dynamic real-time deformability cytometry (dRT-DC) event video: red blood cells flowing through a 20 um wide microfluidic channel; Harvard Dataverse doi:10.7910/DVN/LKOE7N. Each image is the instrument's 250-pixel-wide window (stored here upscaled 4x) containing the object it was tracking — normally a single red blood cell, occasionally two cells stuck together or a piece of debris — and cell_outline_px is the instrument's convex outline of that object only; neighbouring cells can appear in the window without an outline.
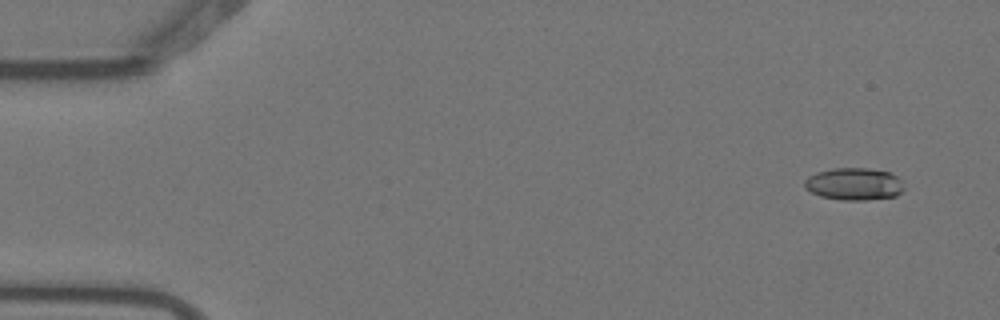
{"species": "Egyptian fruit bat (a non-hibernating species)", "species_latin": "Rousettus aegyptiacus", "temperature_condition": "warm", "stored_images_in_passage": 4, "camera_frame_rate_fps": 3000, "um_per_image_px": 0.085, "animal": {"sex": "female"}, "frame": {"image": 1, "passage_image": 1, "time_ms": 0.0, "image_size_px": [1000, 320], "cell_outline_px": [[904, 188], [896, 196], [868, 200], [840, 200], [820, 196], [804, 188], [804, 180], [808, 176], [816, 172], [832, 168], [868, 168], [888, 172], [896, 176], [900, 180]], "centroid_in_image_um": [72.56, 15.64], "position_along_channel_um": 12.4, "area_um2": 18.79}}
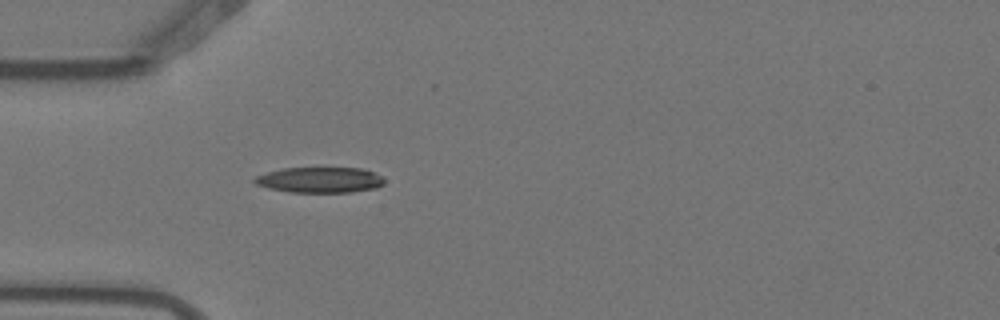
{"frame": {"image": 2, "passage_image": 4, "time_ms": 1.0, "image_size_px": [1000, 320], "cell_outline_px": [[384, 184], [376, 188], [352, 192], [288, 192], [268, 188], [256, 184], [252, 180], [256, 176], [268, 172], [284, 168], [360, 168], [372, 172], [380, 176], [384, 180]], "centroid_in_image_um": [27.17, 15.3], "position_along_channel_um": 57.8, "area_um2": 19.25}}